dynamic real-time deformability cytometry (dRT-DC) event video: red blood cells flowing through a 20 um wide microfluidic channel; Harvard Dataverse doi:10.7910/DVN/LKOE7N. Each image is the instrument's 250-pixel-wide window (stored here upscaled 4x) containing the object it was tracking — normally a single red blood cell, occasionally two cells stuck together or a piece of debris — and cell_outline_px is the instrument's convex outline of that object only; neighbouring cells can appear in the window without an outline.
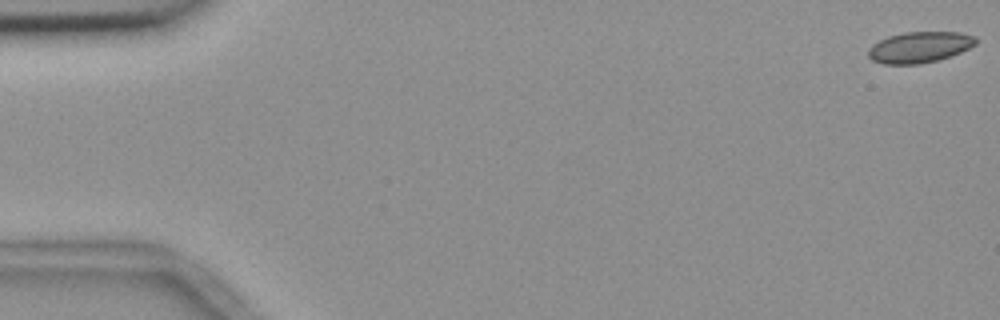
{"species": "common noctule bat (a hibernating species)", "species_latin": "Nyctalus noctula", "temperature_condition": "room temperature", "stored_images_in_passage": 9, "camera_frame_rate_fps": 3000, "um_per_image_px": 0.085, "animal": {"sex": "female", "body_mass_g": 18.4}, "frame": {"image": 1, "passage_image": 1, "time_ms": 0.0, "image_size_px": [1000, 320], "cell_outline_px": [[976, 44], [960, 52], [936, 60], [920, 64], [884, 64], [872, 60], [868, 56], [868, 48], [872, 44], [888, 36], [908, 32], [960, 32], [976, 36]], "centroid_in_image_um": [78.14, 4.01], "position_along_channel_um": 6.9, "area_um2": 19.31}}